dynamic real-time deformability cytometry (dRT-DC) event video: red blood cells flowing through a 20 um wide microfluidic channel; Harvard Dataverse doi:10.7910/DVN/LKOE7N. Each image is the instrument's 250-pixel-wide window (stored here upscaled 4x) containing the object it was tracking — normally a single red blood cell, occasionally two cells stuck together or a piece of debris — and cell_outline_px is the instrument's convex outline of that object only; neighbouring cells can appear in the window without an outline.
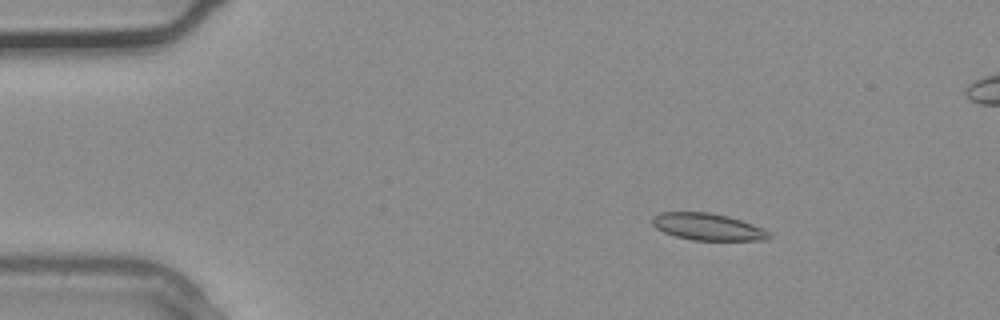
{"species": "common noctule bat (a hibernating species)", "species_latin": "Nyctalus noctula", "temperature_condition": "warm", "stored_images_in_passage": 4, "camera_frame_rate_fps": 3000, "um_per_image_px": 0.085, "animal": {"sex": "male", "body_mass_g": 20.4}, "frame": {"image": 1, "passage_image": 2, "time_ms": 0.333, "image_size_px": [1000, 320], "cell_outline_px": [[772, 236], [768, 240], [692, 240], [676, 236], [664, 232], [656, 228], [652, 224], [652, 216], [660, 212], [712, 212], [728, 216], [764, 228]], "centroid_in_image_um": [60.15, 19.27], "position_along_channel_um": 24.8, "area_um2": 18.38}}